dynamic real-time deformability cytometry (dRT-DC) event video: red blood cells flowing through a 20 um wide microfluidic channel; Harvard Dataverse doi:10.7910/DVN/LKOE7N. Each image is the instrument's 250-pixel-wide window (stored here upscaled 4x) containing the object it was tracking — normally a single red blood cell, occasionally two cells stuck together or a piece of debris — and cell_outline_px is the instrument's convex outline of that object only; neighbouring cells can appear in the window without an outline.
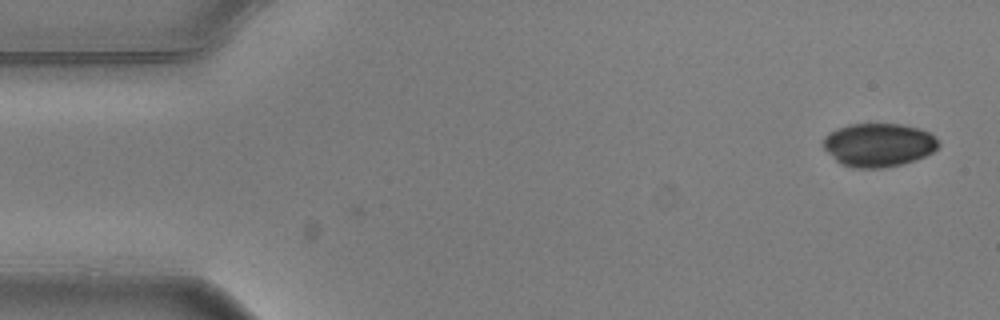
{"species": "common noctule bat (a hibernating species)", "species_latin": "Nyctalus noctula", "temperature_condition": "warm", "stored_images_in_passage": 10, "camera_frame_rate_fps": 3000, "um_per_image_px": 0.085, "animal": {"sex": "male", "body_mass_g": 20.5, "forearm_length_mm": 52.5}, "frame": {"image": 1, "passage_image": 1, "time_ms": 0.0, "image_size_px": [1000, 320], "cell_outline_px": [[940, 144], [932, 152], [916, 160], [900, 164], [880, 168], [852, 168], [840, 164], [824, 148], [824, 136], [828, 132], [836, 128], [848, 124], [900, 124], [920, 128], [936, 136]], "centroid_in_image_um": [74.67, 12.31], "position_along_channel_um": 10.3, "area_um2": 29.3}}